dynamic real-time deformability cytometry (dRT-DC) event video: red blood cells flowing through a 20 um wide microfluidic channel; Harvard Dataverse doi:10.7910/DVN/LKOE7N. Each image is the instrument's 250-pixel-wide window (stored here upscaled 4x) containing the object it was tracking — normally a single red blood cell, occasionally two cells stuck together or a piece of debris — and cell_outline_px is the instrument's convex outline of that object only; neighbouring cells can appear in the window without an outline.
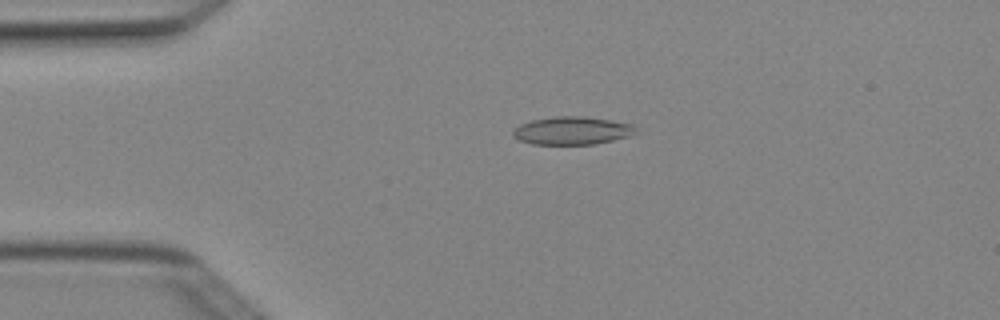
{"species": "Egyptian fruit bat (a non-hibernating species)", "species_latin": "Rousettus aegyptiacus", "temperature_condition": "cold", "stored_images_in_passage": 4, "camera_frame_rate_fps": 3000, "um_per_image_px": 0.085, "animal": {"sex": "female"}, "frame": {"image": 1, "passage_image": 2, "time_ms": 0.333, "image_size_px": [1000, 320], "cell_outline_px": [[640, 132], [632, 136], [596, 144], [532, 144], [520, 140], [512, 136], [512, 132], [520, 124], [532, 120], [556, 116], [584, 116], [612, 120], [632, 124]], "centroid_in_image_um": [48.69, 11.1], "position_along_channel_um": 36.3, "area_um2": 20.23}}
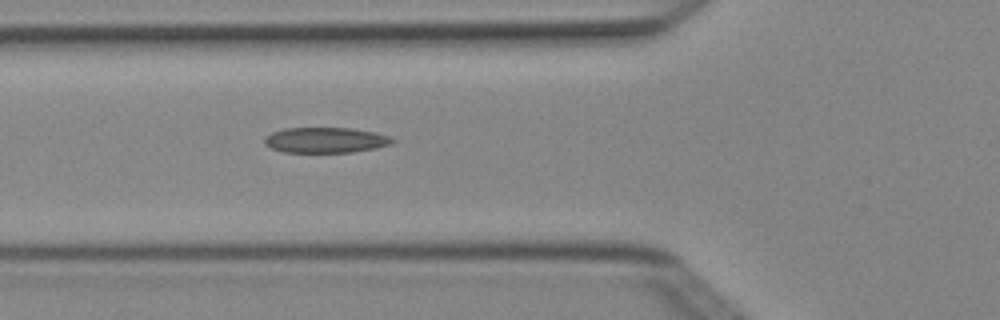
{"frame": {"image": 2, "passage_image": 4, "time_ms": 1.0, "image_size_px": [1000, 320], "cell_outline_px": [[396, 140], [392, 144], [376, 148], [352, 152], [284, 152], [272, 148], [264, 144], [264, 140], [272, 132], [284, 128], [352, 128], [376, 132], [388, 136]], "centroid_in_image_um": [27.7, 11.9], "position_along_channel_um": 98.1, "area_um2": 18.96}}